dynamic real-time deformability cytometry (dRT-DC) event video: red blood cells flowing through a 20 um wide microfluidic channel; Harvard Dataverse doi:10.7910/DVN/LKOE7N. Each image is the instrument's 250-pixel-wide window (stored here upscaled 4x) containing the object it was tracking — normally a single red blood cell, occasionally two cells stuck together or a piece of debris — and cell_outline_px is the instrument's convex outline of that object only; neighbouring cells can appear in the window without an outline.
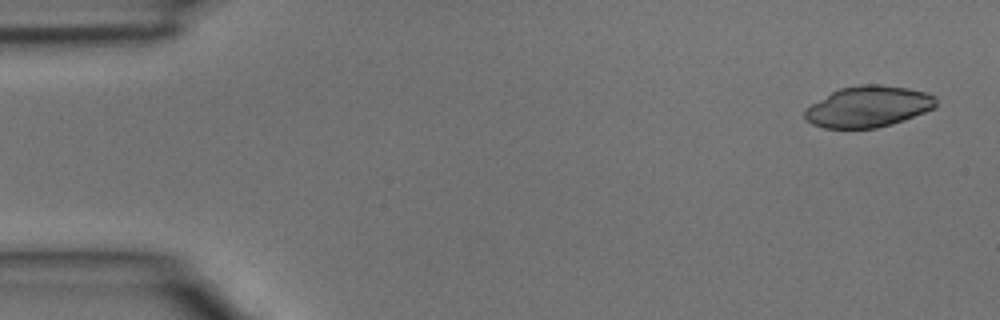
{"species": "common noctule bat (a hibernating species)", "species_latin": "Nyctalus noctula", "temperature_condition": "room temperature", "stored_images_in_passage": 4, "camera_frame_rate_fps": 3000, "um_per_image_px": 0.085, "animal": {"sex": "male", "body_mass_g": 15.6}, "frame": {"image": 1, "passage_image": 1, "time_ms": 0.0, "image_size_px": [1000, 320], "cell_outline_px": [[936, 108], [904, 120], [892, 124], [876, 128], [824, 128], [812, 124], [804, 116], [804, 112], [812, 104], [832, 92], [840, 88], [860, 84], [880, 84], [908, 88], [924, 92], [936, 96]], "centroid_in_image_um": [73.84, 9.06], "position_along_channel_um": 11.2, "area_um2": 31.33}}